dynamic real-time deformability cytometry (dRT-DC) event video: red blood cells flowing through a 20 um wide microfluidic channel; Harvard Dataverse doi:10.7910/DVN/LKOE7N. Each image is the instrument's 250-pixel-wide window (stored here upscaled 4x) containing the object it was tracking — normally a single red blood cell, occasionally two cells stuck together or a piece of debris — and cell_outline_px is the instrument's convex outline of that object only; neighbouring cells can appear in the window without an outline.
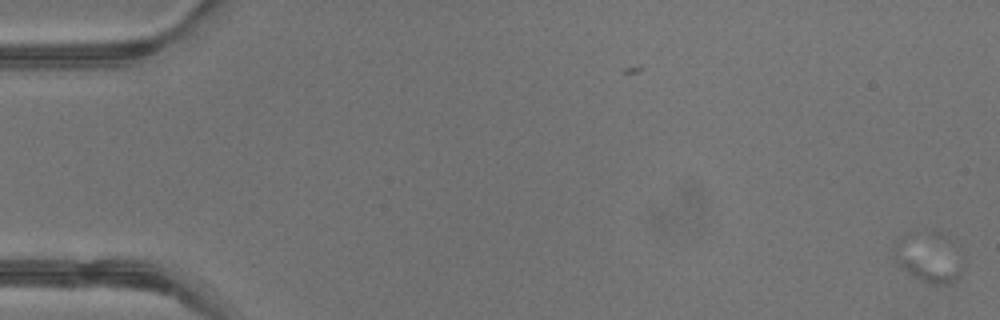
{"species": "common noctule bat (a hibernating species)", "species_latin": "Nyctalus noctula", "temperature_condition": "warm", "stored_images_in_passage": 23, "camera_frame_rate_fps": 3000, "um_per_image_px": 0.085, "animal": {"sex": "male", "body_mass_g": 13.3}, "frame": {"image": 1, "passage_image": 1, "time_ms": 0.0, "image_size_px": [1000, 320], "cell_outline_px": [[964, 268], [960, 276], [956, 280], [940, 284], [936, 284], [920, 280], [908, 272], [896, 260], [896, 240], [904, 232], [908, 232], [964, 260]], "centroid_in_image_um": [78.83, 22.12], "position_along_channel_um": 6.2, "area_um2": 16.42}}
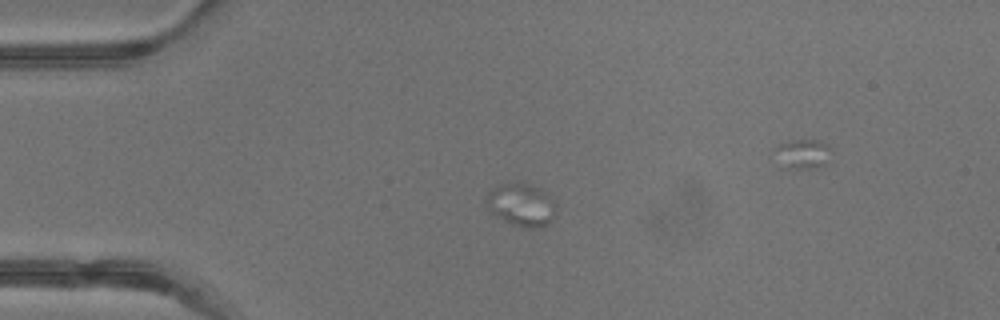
{"frame": {"image": 2, "passage_image": 12, "time_ms": 3.667, "image_size_px": [1000, 320], "cell_outline_px": [[552, 216], [548, 224], [536, 228], [532, 228], [512, 224], [492, 212], [488, 208], [488, 192], [492, 188], [500, 184], [524, 184], [536, 188], [552, 204]], "centroid_in_image_um": [44.22, 17.44], "position_along_channel_um": 40.8, "area_um2": 15.84}}
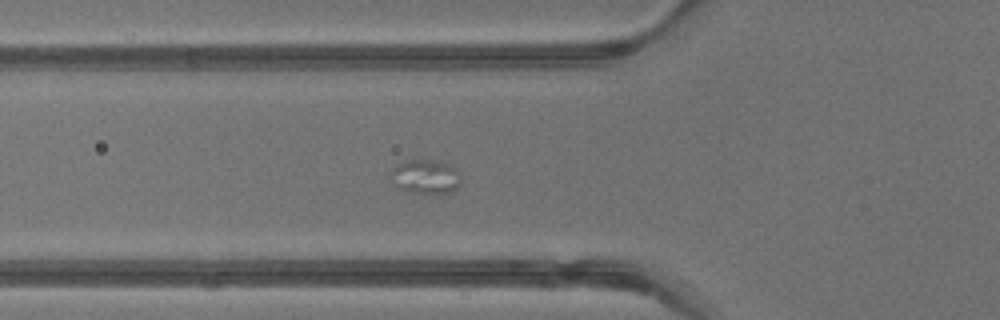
{"frame": {"image": 3, "passage_image": 17, "time_ms": 5.333, "image_size_px": [1000, 320], "cell_outline_px": [[460, 184], [456, 188], [448, 192], [412, 192], [400, 188], [396, 184], [392, 172], [392, 168], [408, 160], [428, 160], [452, 164], [456, 168], [460, 176]], "centroid_in_image_um": [36.24, 14.99], "position_along_channel_um": 89.6, "area_um2": 13.35}}